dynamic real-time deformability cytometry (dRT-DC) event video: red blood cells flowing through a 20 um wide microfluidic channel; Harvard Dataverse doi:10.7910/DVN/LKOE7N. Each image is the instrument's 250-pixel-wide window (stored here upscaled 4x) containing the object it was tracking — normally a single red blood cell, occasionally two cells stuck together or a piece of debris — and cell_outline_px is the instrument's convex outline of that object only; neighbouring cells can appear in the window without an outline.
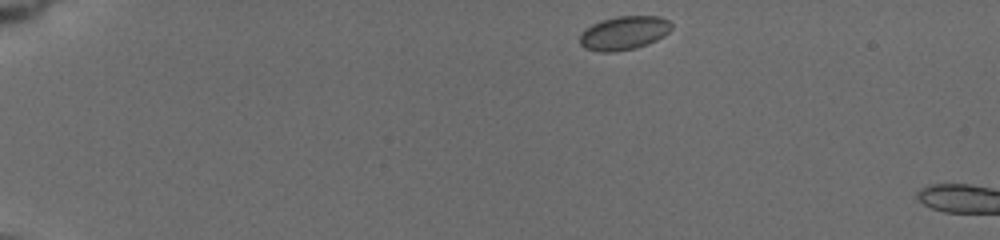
{"species": "common noctule bat (a hibernating species)", "species_latin": "Nyctalus noctula", "temperature_condition": "cold", "stored_images_in_passage": 5, "camera_frame_rate_fps": 3000, "um_per_image_px": 0.085, "animal": {"sex": "female", "body_mass_g": 19.5, "forearm_length_mm": 54.1}, "frame": {"image": 1, "passage_image": 1, "time_ms": 0.0, "image_size_px": [1000, 240], "cell_outline_px": [[672, 28], [664, 36], [648, 44], [636, 48], [612, 52], [600, 52], [584, 48], [580, 44], [580, 32], [592, 24], [616, 16], [660, 16], [668, 20], [672, 24]], "centroid_in_image_um": [53.04, 2.81], "position_along_channel_um": 32.0, "area_um2": 18.09}}
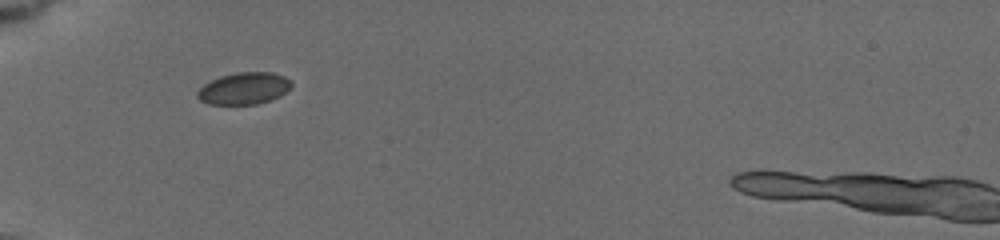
{"frame": {"image": 2, "passage_image": 4, "time_ms": 3.0, "image_size_px": [1000, 240], "cell_outline_px": [[292, 88], [280, 96], [256, 104], [208, 104], [200, 100], [196, 96], [196, 92], [204, 84], [220, 76], [236, 72], [272, 72], [284, 76], [292, 80]], "centroid_in_image_um": [20.76, 7.5], "position_along_channel_um": 64.2, "area_um2": 17.57}}